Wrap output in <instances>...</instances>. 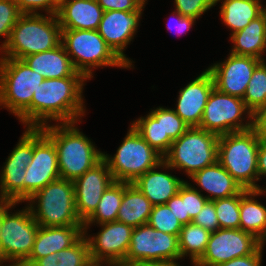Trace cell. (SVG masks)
<instances>
[{
	"instance_id": "6da1fadb",
	"label": "cell",
	"mask_w": 266,
	"mask_h": 266,
	"mask_svg": "<svg viewBox=\"0 0 266 266\" xmlns=\"http://www.w3.org/2000/svg\"><path fill=\"white\" fill-rule=\"evenodd\" d=\"M86 77L44 79L31 100V128L47 125L46 120L77 123L84 116L82 89Z\"/></svg>"
},
{
	"instance_id": "7a4b0ae2",
	"label": "cell",
	"mask_w": 266,
	"mask_h": 266,
	"mask_svg": "<svg viewBox=\"0 0 266 266\" xmlns=\"http://www.w3.org/2000/svg\"><path fill=\"white\" fill-rule=\"evenodd\" d=\"M75 123L40 127L57 150L60 178L74 181L103 159L102 152L74 127Z\"/></svg>"
},
{
	"instance_id": "3957f363",
	"label": "cell",
	"mask_w": 266,
	"mask_h": 266,
	"mask_svg": "<svg viewBox=\"0 0 266 266\" xmlns=\"http://www.w3.org/2000/svg\"><path fill=\"white\" fill-rule=\"evenodd\" d=\"M61 41L62 28L57 15L22 14L12 28L7 44L1 49L5 52L1 58L23 60L26 56L54 49Z\"/></svg>"
},
{
	"instance_id": "277c9868",
	"label": "cell",
	"mask_w": 266,
	"mask_h": 266,
	"mask_svg": "<svg viewBox=\"0 0 266 266\" xmlns=\"http://www.w3.org/2000/svg\"><path fill=\"white\" fill-rule=\"evenodd\" d=\"M44 79L22 59L1 58L0 106L8 108L31 128V100Z\"/></svg>"
},
{
	"instance_id": "5b68a950",
	"label": "cell",
	"mask_w": 266,
	"mask_h": 266,
	"mask_svg": "<svg viewBox=\"0 0 266 266\" xmlns=\"http://www.w3.org/2000/svg\"><path fill=\"white\" fill-rule=\"evenodd\" d=\"M259 135L251 128L219 136L218 162L245 190L262 189L258 181Z\"/></svg>"
},
{
	"instance_id": "8992f818",
	"label": "cell",
	"mask_w": 266,
	"mask_h": 266,
	"mask_svg": "<svg viewBox=\"0 0 266 266\" xmlns=\"http://www.w3.org/2000/svg\"><path fill=\"white\" fill-rule=\"evenodd\" d=\"M218 140L215 133L190 127L172 142L163 157L165 168L184 169L188 176L218 161Z\"/></svg>"
},
{
	"instance_id": "52a82bcc",
	"label": "cell",
	"mask_w": 266,
	"mask_h": 266,
	"mask_svg": "<svg viewBox=\"0 0 266 266\" xmlns=\"http://www.w3.org/2000/svg\"><path fill=\"white\" fill-rule=\"evenodd\" d=\"M38 200L37 209L29 206L33 218L43 227L83 225L75 208L73 181L59 178L37 191L28 201Z\"/></svg>"
},
{
	"instance_id": "ba28073f",
	"label": "cell",
	"mask_w": 266,
	"mask_h": 266,
	"mask_svg": "<svg viewBox=\"0 0 266 266\" xmlns=\"http://www.w3.org/2000/svg\"><path fill=\"white\" fill-rule=\"evenodd\" d=\"M61 43L70 56L75 69L87 79L92 78L91 67L129 68L106 44L98 30L62 29Z\"/></svg>"
},
{
	"instance_id": "9c48e42d",
	"label": "cell",
	"mask_w": 266,
	"mask_h": 266,
	"mask_svg": "<svg viewBox=\"0 0 266 266\" xmlns=\"http://www.w3.org/2000/svg\"><path fill=\"white\" fill-rule=\"evenodd\" d=\"M114 181L133 183L156 167L163 157L131 125L114 157L103 154Z\"/></svg>"
},
{
	"instance_id": "30bf717a",
	"label": "cell",
	"mask_w": 266,
	"mask_h": 266,
	"mask_svg": "<svg viewBox=\"0 0 266 266\" xmlns=\"http://www.w3.org/2000/svg\"><path fill=\"white\" fill-rule=\"evenodd\" d=\"M246 111L250 121L244 125L241 117ZM198 128L215 133L218 136L246 131L252 128V113L246 107L242 98L228 95L214 87L206 103Z\"/></svg>"
},
{
	"instance_id": "8fae6325",
	"label": "cell",
	"mask_w": 266,
	"mask_h": 266,
	"mask_svg": "<svg viewBox=\"0 0 266 266\" xmlns=\"http://www.w3.org/2000/svg\"><path fill=\"white\" fill-rule=\"evenodd\" d=\"M8 210L3 213L1 222L0 260L25 261L33 249L39 224L29 206L13 214Z\"/></svg>"
},
{
	"instance_id": "7c38bea8",
	"label": "cell",
	"mask_w": 266,
	"mask_h": 266,
	"mask_svg": "<svg viewBox=\"0 0 266 266\" xmlns=\"http://www.w3.org/2000/svg\"><path fill=\"white\" fill-rule=\"evenodd\" d=\"M181 259L177 235L156 230L148 224L134 227L126 254V266L141 262Z\"/></svg>"
},
{
	"instance_id": "4fadbf2b",
	"label": "cell",
	"mask_w": 266,
	"mask_h": 266,
	"mask_svg": "<svg viewBox=\"0 0 266 266\" xmlns=\"http://www.w3.org/2000/svg\"><path fill=\"white\" fill-rule=\"evenodd\" d=\"M60 178L57 150L40 128H33V158L25 169L24 201Z\"/></svg>"
},
{
	"instance_id": "5bb4252c",
	"label": "cell",
	"mask_w": 266,
	"mask_h": 266,
	"mask_svg": "<svg viewBox=\"0 0 266 266\" xmlns=\"http://www.w3.org/2000/svg\"><path fill=\"white\" fill-rule=\"evenodd\" d=\"M260 247L259 240L241 229L219 228L210 234L206 250L195 266H216L253 254Z\"/></svg>"
},
{
	"instance_id": "9a60e30c",
	"label": "cell",
	"mask_w": 266,
	"mask_h": 266,
	"mask_svg": "<svg viewBox=\"0 0 266 266\" xmlns=\"http://www.w3.org/2000/svg\"><path fill=\"white\" fill-rule=\"evenodd\" d=\"M100 226L102 230L97 236L86 237L91 260L109 266H126L133 227L117 220Z\"/></svg>"
},
{
	"instance_id": "2e32d148",
	"label": "cell",
	"mask_w": 266,
	"mask_h": 266,
	"mask_svg": "<svg viewBox=\"0 0 266 266\" xmlns=\"http://www.w3.org/2000/svg\"><path fill=\"white\" fill-rule=\"evenodd\" d=\"M33 158V128H27L5 162L0 178V200L24 202L25 169Z\"/></svg>"
},
{
	"instance_id": "e0dca14e",
	"label": "cell",
	"mask_w": 266,
	"mask_h": 266,
	"mask_svg": "<svg viewBox=\"0 0 266 266\" xmlns=\"http://www.w3.org/2000/svg\"><path fill=\"white\" fill-rule=\"evenodd\" d=\"M113 182L115 181L104 159L73 181L75 208L83 223L97 209L103 193Z\"/></svg>"
},
{
	"instance_id": "ac0fdd59",
	"label": "cell",
	"mask_w": 266,
	"mask_h": 266,
	"mask_svg": "<svg viewBox=\"0 0 266 266\" xmlns=\"http://www.w3.org/2000/svg\"><path fill=\"white\" fill-rule=\"evenodd\" d=\"M262 62L251 56L230 53L226 61L207 70L212 74L215 88L228 95L243 98L255 68Z\"/></svg>"
},
{
	"instance_id": "d6986e66",
	"label": "cell",
	"mask_w": 266,
	"mask_h": 266,
	"mask_svg": "<svg viewBox=\"0 0 266 266\" xmlns=\"http://www.w3.org/2000/svg\"><path fill=\"white\" fill-rule=\"evenodd\" d=\"M141 13L142 11H106L103 14L98 28V32L106 44L129 67H131L132 62L126 58L123 50L134 37V33L139 25L138 21Z\"/></svg>"
},
{
	"instance_id": "ffe728a7",
	"label": "cell",
	"mask_w": 266,
	"mask_h": 266,
	"mask_svg": "<svg viewBox=\"0 0 266 266\" xmlns=\"http://www.w3.org/2000/svg\"><path fill=\"white\" fill-rule=\"evenodd\" d=\"M215 87L212 74L206 69L179 91L176 114L189 126L199 127L208 98Z\"/></svg>"
},
{
	"instance_id": "44dd1931",
	"label": "cell",
	"mask_w": 266,
	"mask_h": 266,
	"mask_svg": "<svg viewBox=\"0 0 266 266\" xmlns=\"http://www.w3.org/2000/svg\"><path fill=\"white\" fill-rule=\"evenodd\" d=\"M83 235V225L39 226L33 249L25 262L32 266L39 258L71 247Z\"/></svg>"
},
{
	"instance_id": "7402d4cb",
	"label": "cell",
	"mask_w": 266,
	"mask_h": 266,
	"mask_svg": "<svg viewBox=\"0 0 266 266\" xmlns=\"http://www.w3.org/2000/svg\"><path fill=\"white\" fill-rule=\"evenodd\" d=\"M103 14L97 0H61L56 15L62 29L98 30Z\"/></svg>"
},
{
	"instance_id": "603a6c76",
	"label": "cell",
	"mask_w": 266,
	"mask_h": 266,
	"mask_svg": "<svg viewBox=\"0 0 266 266\" xmlns=\"http://www.w3.org/2000/svg\"><path fill=\"white\" fill-rule=\"evenodd\" d=\"M23 60L45 79L85 77L75 69L62 43L49 51L26 56Z\"/></svg>"
},
{
	"instance_id": "cb8c5ba5",
	"label": "cell",
	"mask_w": 266,
	"mask_h": 266,
	"mask_svg": "<svg viewBox=\"0 0 266 266\" xmlns=\"http://www.w3.org/2000/svg\"><path fill=\"white\" fill-rule=\"evenodd\" d=\"M159 167L164 168V160L133 182L153 206L165 204L185 182L168 173L155 171Z\"/></svg>"
},
{
	"instance_id": "d4e9b609",
	"label": "cell",
	"mask_w": 266,
	"mask_h": 266,
	"mask_svg": "<svg viewBox=\"0 0 266 266\" xmlns=\"http://www.w3.org/2000/svg\"><path fill=\"white\" fill-rule=\"evenodd\" d=\"M191 178L211 194L212 197L207 196L210 201L228 198L245 190L218 161L195 172Z\"/></svg>"
},
{
	"instance_id": "484cf974",
	"label": "cell",
	"mask_w": 266,
	"mask_h": 266,
	"mask_svg": "<svg viewBox=\"0 0 266 266\" xmlns=\"http://www.w3.org/2000/svg\"><path fill=\"white\" fill-rule=\"evenodd\" d=\"M153 205L133 183L123 182V197L117 221L133 228L147 224Z\"/></svg>"
},
{
	"instance_id": "4316f807",
	"label": "cell",
	"mask_w": 266,
	"mask_h": 266,
	"mask_svg": "<svg viewBox=\"0 0 266 266\" xmlns=\"http://www.w3.org/2000/svg\"><path fill=\"white\" fill-rule=\"evenodd\" d=\"M234 48L231 54L239 56H251L264 61L262 53L266 49V29L262 15L257 17L242 30L231 34Z\"/></svg>"
},
{
	"instance_id": "83f0119b",
	"label": "cell",
	"mask_w": 266,
	"mask_h": 266,
	"mask_svg": "<svg viewBox=\"0 0 266 266\" xmlns=\"http://www.w3.org/2000/svg\"><path fill=\"white\" fill-rule=\"evenodd\" d=\"M263 192L264 190L258 189L240 193L239 229L253 234L258 240L266 230V207L253 198Z\"/></svg>"
},
{
	"instance_id": "f1b7e54d",
	"label": "cell",
	"mask_w": 266,
	"mask_h": 266,
	"mask_svg": "<svg viewBox=\"0 0 266 266\" xmlns=\"http://www.w3.org/2000/svg\"><path fill=\"white\" fill-rule=\"evenodd\" d=\"M220 0H216V3ZM259 0H224L221 6V18L232 29V34L245 28L251 20L261 15Z\"/></svg>"
},
{
	"instance_id": "f546056e",
	"label": "cell",
	"mask_w": 266,
	"mask_h": 266,
	"mask_svg": "<svg viewBox=\"0 0 266 266\" xmlns=\"http://www.w3.org/2000/svg\"><path fill=\"white\" fill-rule=\"evenodd\" d=\"M123 197V182H113L103 193L97 209L94 213L83 223L84 233L87 227L97 222L99 225L113 222L117 220L118 211L122 203Z\"/></svg>"
},
{
	"instance_id": "4dcf8cb0",
	"label": "cell",
	"mask_w": 266,
	"mask_h": 266,
	"mask_svg": "<svg viewBox=\"0 0 266 266\" xmlns=\"http://www.w3.org/2000/svg\"><path fill=\"white\" fill-rule=\"evenodd\" d=\"M210 234L211 232L193 222L184 224L178 237L181 258L189 254L195 264L204 254Z\"/></svg>"
},
{
	"instance_id": "1f68e13d",
	"label": "cell",
	"mask_w": 266,
	"mask_h": 266,
	"mask_svg": "<svg viewBox=\"0 0 266 266\" xmlns=\"http://www.w3.org/2000/svg\"><path fill=\"white\" fill-rule=\"evenodd\" d=\"M132 126L163 157L162 107L152 110L145 118L136 120Z\"/></svg>"
},
{
	"instance_id": "d6a6232c",
	"label": "cell",
	"mask_w": 266,
	"mask_h": 266,
	"mask_svg": "<svg viewBox=\"0 0 266 266\" xmlns=\"http://www.w3.org/2000/svg\"><path fill=\"white\" fill-rule=\"evenodd\" d=\"M243 101L253 113L257 108L266 104V63L262 61L253 71L248 83Z\"/></svg>"
},
{
	"instance_id": "836d02e7",
	"label": "cell",
	"mask_w": 266,
	"mask_h": 266,
	"mask_svg": "<svg viewBox=\"0 0 266 266\" xmlns=\"http://www.w3.org/2000/svg\"><path fill=\"white\" fill-rule=\"evenodd\" d=\"M219 226L222 229H239L240 194L214 200Z\"/></svg>"
},
{
	"instance_id": "e575fe53",
	"label": "cell",
	"mask_w": 266,
	"mask_h": 266,
	"mask_svg": "<svg viewBox=\"0 0 266 266\" xmlns=\"http://www.w3.org/2000/svg\"><path fill=\"white\" fill-rule=\"evenodd\" d=\"M163 157L168 153L172 142L183 135L190 127L172 109L162 107Z\"/></svg>"
},
{
	"instance_id": "d590c367",
	"label": "cell",
	"mask_w": 266,
	"mask_h": 266,
	"mask_svg": "<svg viewBox=\"0 0 266 266\" xmlns=\"http://www.w3.org/2000/svg\"><path fill=\"white\" fill-rule=\"evenodd\" d=\"M147 224L156 230L177 235L178 237L183 227L182 223L175 217L166 204L152 207Z\"/></svg>"
},
{
	"instance_id": "8d00e7d4",
	"label": "cell",
	"mask_w": 266,
	"mask_h": 266,
	"mask_svg": "<svg viewBox=\"0 0 266 266\" xmlns=\"http://www.w3.org/2000/svg\"><path fill=\"white\" fill-rule=\"evenodd\" d=\"M86 233L71 247L57 252L58 266H87L92 260Z\"/></svg>"
},
{
	"instance_id": "74e56055",
	"label": "cell",
	"mask_w": 266,
	"mask_h": 266,
	"mask_svg": "<svg viewBox=\"0 0 266 266\" xmlns=\"http://www.w3.org/2000/svg\"><path fill=\"white\" fill-rule=\"evenodd\" d=\"M21 15L14 0H0V36L6 37L0 50L7 44L11 30Z\"/></svg>"
},
{
	"instance_id": "f35d334b",
	"label": "cell",
	"mask_w": 266,
	"mask_h": 266,
	"mask_svg": "<svg viewBox=\"0 0 266 266\" xmlns=\"http://www.w3.org/2000/svg\"><path fill=\"white\" fill-rule=\"evenodd\" d=\"M176 11L187 17H200L205 11L216 5V0H175Z\"/></svg>"
},
{
	"instance_id": "ab89813d",
	"label": "cell",
	"mask_w": 266,
	"mask_h": 266,
	"mask_svg": "<svg viewBox=\"0 0 266 266\" xmlns=\"http://www.w3.org/2000/svg\"><path fill=\"white\" fill-rule=\"evenodd\" d=\"M22 14H37V11L44 8L49 15L58 13L61 0H14Z\"/></svg>"
},
{
	"instance_id": "60d3db41",
	"label": "cell",
	"mask_w": 266,
	"mask_h": 266,
	"mask_svg": "<svg viewBox=\"0 0 266 266\" xmlns=\"http://www.w3.org/2000/svg\"><path fill=\"white\" fill-rule=\"evenodd\" d=\"M192 222L211 233L217 231L220 226L216 215L214 201L208 200L202 210L192 219Z\"/></svg>"
},
{
	"instance_id": "b9f144b4",
	"label": "cell",
	"mask_w": 266,
	"mask_h": 266,
	"mask_svg": "<svg viewBox=\"0 0 266 266\" xmlns=\"http://www.w3.org/2000/svg\"><path fill=\"white\" fill-rule=\"evenodd\" d=\"M208 201L207 196L201 195L200 191L185 182V207L186 214L193 219Z\"/></svg>"
},
{
	"instance_id": "7bdbcfd3",
	"label": "cell",
	"mask_w": 266,
	"mask_h": 266,
	"mask_svg": "<svg viewBox=\"0 0 266 266\" xmlns=\"http://www.w3.org/2000/svg\"><path fill=\"white\" fill-rule=\"evenodd\" d=\"M170 210L173 212L175 217L184 224H189L192 222V219L189 217V214H186V207H185V182L179 188L178 193L170 198L165 203Z\"/></svg>"
},
{
	"instance_id": "ee69618b",
	"label": "cell",
	"mask_w": 266,
	"mask_h": 266,
	"mask_svg": "<svg viewBox=\"0 0 266 266\" xmlns=\"http://www.w3.org/2000/svg\"><path fill=\"white\" fill-rule=\"evenodd\" d=\"M147 0H97L104 12L121 10L126 12L142 11Z\"/></svg>"
},
{
	"instance_id": "f6af8a7d",
	"label": "cell",
	"mask_w": 266,
	"mask_h": 266,
	"mask_svg": "<svg viewBox=\"0 0 266 266\" xmlns=\"http://www.w3.org/2000/svg\"><path fill=\"white\" fill-rule=\"evenodd\" d=\"M262 247H259L253 254L233 258L230 261L221 263L216 266H260L262 261Z\"/></svg>"
},
{
	"instance_id": "bcb514c9",
	"label": "cell",
	"mask_w": 266,
	"mask_h": 266,
	"mask_svg": "<svg viewBox=\"0 0 266 266\" xmlns=\"http://www.w3.org/2000/svg\"><path fill=\"white\" fill-rule=\"evenodd\" d=\"M252 129L260 138L266 139V104L252 113Z\"/></svg>"
},
{
	"instance_id": "7dc6e473",
	"label": "cell",
	"mask_w": 266,
	"mask_h": 266,
	"mask_svg": "<svg viewBox=\"0 0 266 266\" xmlns=\"http://www.w3.org/2000/svg\"><path fill=\"white\" fill-rule=\"evenodd\" d=\"M258 180L260 175H266V139L260 138L259 148H258Z\"/></svg>"
},
{
	"instance_id": "c3c4849f",
	"label": "cell",
	"mask_w": 266,
	"mask_h": 266,
	"mask_svg": "<svg viewBox=\"0 0 266 266\" xmlns=\"http://www.w3.org/2000/svg\"><path fill=\"white\" fill-rule=\"evenodd\" d=\"M173 14L176 15L177 22H176V27H177V33L181 34L185 32V30H189L190 27H192L193 23L195 22V18L193 17H187L181 15L178 11H174ZM168 30L171 29L172 27L168 25Z\"/></svg>"
},
{
	"instance_id": "681fc988",
	"label": "cell",
	"mask_w": 266,
	"mask_h": 266,
	"mask_svg": "<svg viewBox=\"0 0 266 266\" xmlns=\"http://www.w3.org/2000/svg\"><path fill=\"white\" fill-rule=\"evenodd\" d=\"M57 253L39 258L32 266H58Z\"/></svg>"
},
{
	"instance_id": "f907efd6",
	"label": "cell",
	"mask_w": 266,
	"mask_h": 266,
	"mask_svg": "<svg viewBox=\"0 0 266 266\" xmlns=\"http://www.w3.org/2000/svg\"><path fill=\"white\" fill-rule=\"evenodd\" d=\"M128 266H179L175 261H165V262H141L133 263Z\"/></svg>"
},
{
	"instance_id": "816d5d0a",
	"label": "cell",
	"mask_w": 266,
	"mask_h": 266,
	"mask_svg": "<svg viewBox=\"0 0 266 266\" xmlns=\"http://www.w3.org/2000/svg\"><path fill=\"white\" fill-rule=\"evenodd\" d=\"M17 203H14L13 201L10 200H0V235H1V222H2V217L3 213L7 208H11Z\"/></svg>"
},
{
	"instance_id": "f5cc1de1",
	"label": "cell",
	"mask_w": 266,
	"mask_h": 266,
	"mask_svg": "<svg viewBox=\"0 0 266 266\" xmlns=\"http://www.w3.org/2000/svg\"><path fill=\"white\" fill-rule=\"evenodd\" d=\"M3 262H7V261L0 260V266L3 264ZM12 262L13 263L9 266H29L25 261H14L13 260Z\"/></svg>"
},
{
	"instance_id": "db71d44e",
	"label": "cell",
	"mask_w": 266,
	"mask_h": 266,
	"mask_svg": "<svg viewBox=\"0 0 266 266\" xmlns=\"http://www.w3.org/2000/svg\"><path fill=\"white\" fill-rule=\"evenodd\" d=\"M264 241H266V230H265L263 236L259 239V244H260V247H262V248L264 245Z\"/></svg>"
},
{
	"instance_id": "11a10c76",
	"label": "cell",
	"mask_w": 266,
	"mask_h": 266,
	"mask_svg": "<svg viewBox=\"0 0 266 266\" xmlns=\"http://www.w3.org/2000/svg\"><path fill=\"white\" fill-rule=\"evenodd\" d=\"M261 15L263 16L264 18V21H265V29H266V8H261Z\"/></svg>"
},
{
	"instance_id": "9f6ffc18",
	"label": "cell",
	"mask_w": 266,
	"mask_h": 266,
	"mask_svg": "<svg viewBox=\"0 0 266 266\" xmlns=\"http://www.w3.org/2000/svg\"><path fill=\"white\" fill-rule=\"evenodd\" d=\"M102 264L91 261L87 266H101Z\"/></svg>"
}]
</instances>
